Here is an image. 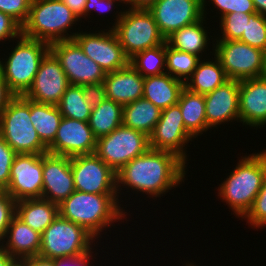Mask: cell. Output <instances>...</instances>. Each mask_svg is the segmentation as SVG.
Masks as SVG:
<instances>
[{"label":"cell","instance_id":"obj_1","mask_svg":"<svg viewBox=\"0 0 266 266\" xmlns=\"http://www.w3.org/2000/svg\"><path fill=\"white\" fill-rule=\"evenodd\" d=\"M187 166L172 152L150 148L116 173L118 198L122 195L121 190L126 189L148 194L147 198H159L185 181Z\"/></svg>","mask_w":266,"mask_h":266},{"label":"cell","instance_id":"obj_2","mask_svg":"<svg viewBox=\"0 0 266 266\" xmlns=\"http://www.w3.org/2000/svg\"><path fill=\"white\" fill-rule=\"evenodd\" d=\"M117 194H94L75 190L59 205V215L83 227L95 239L114 222L127 219ZM127 213V214H126ZM101 232V233H100ZM101 234V235H100Z\"/></svg>","mask_w":266,"mask_h":266},{"label":"cell","instance_id":"obj_3","mask_svg":"<svg viewBox=\"0 0 266 266\" xmlns=\"http://www.w3.org/2000/svg\"><path fill=\"white\" fill-rule=\"evenodd\" d=\"M238 160L217 190L222 202L242 219L252 207L266 177V150Z\"/></svg>","mask_w":266,"mask_h":266},{"label":"cell","instance_id":"obj_4","mask_svg":"<svg viewBox=\"0 0 266 266\" xmlns=\"http://www.w3.org/2000/svg\"><path fill=\"white\" fill-rule=\"evenodd\" d=\"M77 22L80 19L62 0H32L28 18L22 25V36L48 44L72 40L77 32L68 30Z\"/></svg>","mask_w":266,"mask_h":266},{"label":"cell","instance_id":"obj_5","mask_svg":"<svg viewBox=\"0 0 266 266\" xmlns=\"http://www.w3.org/2000/svg\"><path fill=\"white\" fill-rule=\"evenodd\" d=\"M16 41V46L12 47L5 60L0 58V69L9 90L15 96H21L32 85L42 58L50 50V44L22 35Z\"/></svg>","mask_w":266,"mask_h":266},{"label":"cell","instance_id":"obj_6","mask_svg":"<svg viewBox=\"0 0 266 266\" xmlns=\"http://www.w3.org/2000/svg\"><path fill=\"white\" fill-rule=\"evenodd\" d=\"M0 136L17 154H46L30 118V100L14 96L0 114Z\"/></svg>","mask_w":266,"mask_h":266},{"label":"cell","instance_id":"obj_7","mask_svg":"<svg viewBox=\"0 0 266 266\" xmlns=\"http://www.w3.org/2000/svg\"><path fill=\"white\" fill-rule=\"evenodd\" d=\"M114 15L116 18L111 28L129 59L138 52L165 42L149 10L126 8L116 11Z\"/></svg>","mask_w":266,"mask_h":266},{"label":"cell","instance_id":"obj_8","mask_svg":"<svg viewBox=\"0 0 266 266\" xmlns=\"http://www.w3.org/2000/svg\"><path fill=\"white\" fill-rule=\"evenodd\" d=\"M95 240L83 227L58 215L41 234L39 256L52 260L78 257L94 250Z\"/></svg>","mask_w":266,"mask_h":266},{"label":"cell","instance_id":"obj_9","mask_svg":"<svg viewBox=\"0 0 266 266\" xmlns=\"http://www.w3.org/2000/svg\"><path fill=\"white\" fill-rule=\"evenodd\" d=\"M150 149L149 136L139 130L120 125L97 139L95 154L114 172Z\"/></svg>","mask_w":266,"mask_h":266},{"label":"cell","instance_id":"obj_10","mask_svg":"<svg viewBox=\"0 0 266 266\" xmlns=\"http://www.w3.org/2000/svg\"><path fill=\"white\" fill-rule=\"evenodd\" d=\"M212 39L211 50L229 79L241 81L261 77L265 51L238 40Z\"/></svg>","mask_w":266,"mask_h":266},{"label":"cell","instance_id":"obj_11","mask_svg":"<svg viewBox=\"0 0 266 266\" xmlns=\"http://www.w3.org/2000/svg\"><path fill=\"white\" fill-rule=\"evenodd\" d=\"M50 51L58 59L70 84L83 86L104 82L106 72L83 52L74 39L53 42Z\"/></svg>","mask_w":266,"mask_h":266},{"label":"cell","instance_id":"obj_12","mask_svg":"<svg viewBox=\"0 0 266 266\" xmlns=\"http://www.w3.org/2000/svg\"><path fill=\"white\" fill-rule=\"evenodd\" d=\"M108 28L92 33L91 31H77L74 37L83 52L106 73L119 70L129 64V58L120 45L115 32L110 26Z\"/></svg>","mask_w":266,"mask_h":266},{"label":"cell","instance_id":"obj_13","mask_svg":"<svg viewBox=\"0 0 266 266\" xmlns=\"http://www.w3.org/2000/svg\"><path fill=\"white\" fill-rule=\"evenodd\" d=\"M195 139L185 128L179 104L161 110L160 119L149 135L151 149L169 151L181 158L187 165L185 150Z\"/></svg>","mask_w":266,"mask_h":266},{"label":"cell","instance_id":"obj_14","mask_svg":"<svg viewBox=\"0 0 266 266\" xmlns=\"http://www.w3.org/2000/svg\"><path fill=\"white\" fill-rule=\"evenodd\" d=\"M75 190L94 194H117L116 172L95 153L71 157Z\"/></svg>","mask_w":266,"mask_h":266},{"label":"cell","instance_id":"obj_15","mask_svg":"<svg viewBox=\"0 0 266 266\" xmlns=\"http://www.w3.org/2000/svg\"><path fill=\"white\" fill-rule=\"evenodd\" d=\"M42 188L43 154H16L5 191L20 201L41 198Z\"/></svg>","mask_w":266,"mask_h":266},{"label":"cell","instance_id":"obj_16","mask_svg":"<svg viewBox=\"0 0 266 266\" xmlns=\"http://www.w3.org/2000/svg\"><path fill=\"white\" fill-rule=\"evenodd\" d=\"M69 85L58 59L49 50L40 62L32 85L23 96L33 102L57 106Z\"/></svg>","mask_w":266,"mask_h":266},{"label":"cell","instance_id":"obj_17","mask_svg":"<svg viewBox=\"0 0 266 266\" xmlns=\"http://www.w3.org/2000/svg\"><path fill=\"white\" fill-rule=\"evenodd\" d=\"M148 10L166 39L173 32L203 17V0H158Z\"/></svg>","mask_w":266,"mask_h":266},{"label":"cell","instance_id":"obj_18","mask_svg":"<svg viewBox=\"0 0 266 266\" xmlns=\"http://www.w3.org/2000/svg\"><path fill=\"white\" fill-rule=\"evenodd\" d=\"M96 142L88 122L63 117L48 153L68 157L93 154Z\"/></svg>","mask_w":266,"mask_h":266},{"label":"cell","instance_id":"obj_19","mask_svg":"<svg viewBox=\"0 0 266 266\" xmlns=\"http://www.w3.org/2000/svg\"><path fill=\"white\" fill-rule=\"evenodd\" d=\"M75 191L71 157L43 154V199L60 204Z\"/></svg>","mask_w":266,"mask_h":266},{"label":"cell","instance_id":"obj_20","mask_svg":"<svg viewBox=\"0 0 266 266\" xmlns=\"http://www.w3.org/2000/svg\"><path fill=\"white\" fill-rule=\"evenodd\" d=\"M207 126L218 127L226 122H240L239 81L229 79L212 92L204 95Z\"/></svg>","mask_w":266,"mask_h":266},{"label":"cell","instance_id":"obj_21","mask_svg":"<svg viewBox=\"0 0 266 266\" xmlns=\"http://www.w3.org/2000/svg\"><path fill=\"white\" fill-rule=\"evenodd\" d=\"M239 119L243 125L257 128L266 125V80L239 81Z\"/></svg>","mask_w":266,"mask_h":266},{"label":"cell","instance_id":"obj_22","mask_svg":"<svg viewBox=\"0 0 266 266\" xmlns=\"http://www.w3.org/2000/svg\"><path fill=\"white\" fill-rule=\"evenodd\" d=\"M106 99L127 105L143 97L144 77L130 64L106 73L104 78Z\"/></svg>","mask_w":266,"mask_h":266},{"label":"cell","instance_id":"obj_23","mask_svg":"<svg viewBox=\"0 0 266 266\" xmlns=\"http://www.w3.org/2000/svg\"><path fill=\"white\" fill-rule=\"evenodd\" d=\"M0 246L12 258L24 259L39 255L41 248V234L26 225L22 219L15 215L7 229Z\"/></svg>","mask_w":266,"mask_h":266},{"label":"cell","instance_id":"obj_24","mask_svg":"<svg viewBox=\"0 0 266 266\" xmlns=\"http://www.w3.org/2000/svg\"><path fill=\"white\" fill-rule=\"evenodd\" d=\"M185 83L168 73L144 78L143 98L163 110L179 101Z\"/></svg>","mask_w":266,"mask_h":266},{"label":"cell","instance_id":"obj_25","mask_svg":"<svg viewBox=\"0 0 266 266\" xmlns=\"http://www.w3.org/2000/svg\"><path fill=\"white\" fill-rule=\"evenodd\" d=\"M16 215L42 234L59 215V205L43 198L20 200L16 202Z\"/></svg>","mask_w":266,"mask_h":266},{"label":"cell","instance_id":"obj_26","mask_svg":"<svg viewBox=\"0 0 266 266\" xmlns=\"http://www.w3.org/2000/svg\"><path fill=\"white\" fill-rule=\"evenodd\" d=\"M214 58L201 59L192 76L185 82V88L197 94H207L229 80L220 61L210 51Z\"/></svg>","mask_w":266,"mask_h":266},{"label":"cell","instance_id":"obj_27","mask_svg":"<svg viewBox=\"0 0 266 266\" xmlns=\"http://www.w3.org/2000/svg\"><path fill=\"white\" fill-rule=\"evenodd\" d=\"M205 18L203 16L199 21L173 32L165 39L166 43L174 49L195 54L203 59L202 54L210 45L208 42L210 32H207V26H204L207 24Z\"/></svg>","mask_w":266,"mask_h":266},{"label":"cell","instance_id":"obj_28","mask_svg":"<svg viewBox=\"0 0 266 266\" xmlns=\"http://www.w3.org/2000/svg\"><path fill=\"white\" fill-rule=\"evenodd\" d=\"M184 126L194 137L201 136L210 128L207 126L205 114V100L203 94H197L184 88L178 101Z\"/></svg>","mask_w":266,"mask_h":266},{"label":"cell","instance_id":"obj_29","mask_svg":"<svg viewBox=\"0 0 266 266\" xmlns=\"http://www.w3.org/2000/svg\"><path fill=\"white\" fill-rule=\"evenodd\" d=\"M161 109L145 98L123 106V125L144 132L148 136L160 119Z\"/></svg>","mask_w":266,"mask_h":266},{"label":"cell","instance_id":"obj_30","mask_svg":"<svg viewBox=\"0 0 266 266\" xmlns=\"http://www.w3.org/2000/svg\"><path fill=\"white\" fill-rule=\"evenodd\" d=\"M30 118L41 142L48 148L54 142L63 118L58 106L30 100Z\"/></svg>","mask_w":266,"mask_h":266},{"label":"cell","instance_id":"obj_31","mask_svg":"<svg viewBox=\"0 0 266 266\" xmlns=\"http://www.w3.org/2000/svg\"><path fill=\"white\" fill-rule=\"evenodd\" d=\"M122 114L123 106L109 99L93 108L88 123L94 136L98 139L122 125Z\"/></svg>","mask_w":266,"mask_h":266},{"label":"cell","instance_id":"obj_32","mask_svg":"<svg viewBox=\"0 0 266 266\" xmlns=\"http://www.w3.org/2000/svg\"><path fill=\"white\" fill-rule=\"evenodd\" d=\"M129 64L144 78L166 73V41L154 48L136 53Z\"/></svg>","mask_w":266,"mask_h":266},{"label":"cell","instance_id":"obj_33","mask_svg":"<svg viewBox=\"0 0 266 266\" xmlns=\"http://www.w3.org/2000/svg\"><path fill=\"white\" fill-rule=\"evenodd\" d=\"M57 106L63 117L89 122L92 108L84 99L83 86L70 84Z\"/></svg>","mask_w":266,"mask_h":266},{"label":"cell","instance_id":"obj_34","mask_svg":"<svg viewBox=\"0 0 266 266\" xmlns=\"http://www.w3.org/2000/svg\"><path fill=\"white\" fill-rule=\"evenodd\" d=\"M201 59L195 54L174 49L166 43V73L184 83L192 76Z\"/></svg>","mask_w":266,"mask_h":266},{"label":"cell","instance_id":"obj_35","mask_svg":"<svg viewBox=\"0 0 266 266\" xmlns=\"http://www.w3.org/2000/svg\"><path fill=\"white\" fill-rule=\"evenodd\" d=\"M238 41L266 52V17L253 13Z\"/></svg>","mask_w":266,"mask_h":266},{"label":"cell","instance_id":"obj_36","mask_svg":"<svg viewBox=\"0 0 266 266\" xmlns=\"http://www.w3.org/2000/svg\"><path fill=\"white\" fill-rule=\"evenodd\" d=\"M252 14L246 13H229L219 18V27L221 30V36L214 40H239L247 26L249 17Z\"/></svg>","mask_w":266,"mask_h":266},{"label":"cell","instance_id":"obj_37","mask_svg":"<svg viewBox=\"0 0 266 266\" xmlns=\"http://www.w3.org/2000/svg\"><path fill=\"white\" fill-rule=\"evenodd\" d=\"M213 4L217 10H219V18L222 16L229 14V13H234V12H242L246 14H253L256 13V9L254 7L253 1L252 0H203V16H207V5L208 2Z\"/></svg>","mask_w":266,"mask_h":266},{"label":"cell","instance_id":"obj_38","mask_svg":"<svg viewBox=\"0 0 266 266\" xmlns=\"http://www.w3.org/2000/svg\"><path fill=\"white\" fill-rule=\"evenodd\" d=\"M243 219L247 221L251 228L261 229L266 227V177L252 207L241 220L243 221Z\"/></svg>","mask_w":266,"mask_h":266},{"label":"cell","instance_id":"obj_39","mask_svg":"<svg viewBox=\"0 0 266 266\" xmlns=\"http://www.w3.org/2000/svg\"><path fill=\"white\" fill-rule=\"evenodd\" d=\"M16 200L5 190H0V242L4 239L7 229L16 215Z\"/></svg>","mask_w":266,"mask_h":266},{"label":"cell","instance_id":"obj_40","mask_svg":"<svg viewBox=\"0 0 266 266\" xmlns=\"http://www.w3.org/2000/svg\"><path fill=\"white\" fill-rule=\"evenodd\" d=\"M16 154L0 136V190H5L9 185L11 167Z\"/></svg>","mask_w":266,"mask_h":266},{"label":"cell","instance_id":"obj_41","mask_svg":"<svg viewBox=\"0 0 266 266\" xmlns=\"http://www.w3.org/2000/svg\"><path fill=\"white\" fill-rule=\"evenodd\" d=\"M32 0H0V11L8 14L21 26L26 22Z\"/></svg>","mask_w":266,"mask_h":266},{"label":"cell","instance_id":"obj_42","mask_svg":"<svg viewBox=\"0 0 266 266\" xmlns=\"http://www.w3.org/2000/svg\"><path fill=\"white\" fill-rule=\"evenodd\" d=\"M22 35V26L8 14L0 11V42H10Z\"/></svg>","mask_w":266,"mask_h":266},{"label":"cell","instance_id":"obj_43","mask_svg":"<svg viewBox=\"0 0 266 266\" xmlns=\"http://www.w3.org/2000/svg\"><path fill=\"white\" fill-rule=\"evenodd\" d=\"M83 94L84 99L92 109L99 106L106 99L105 87L103 83L83 85Z\"/></svg>","mask_w":266,"mask_h":266},{"label":"cell","instance_id":"obj_44","mask_svg":"<svg viewBox=\"0 0 266 266\" xmlns=\"http://www.w3.org/2000/svg\"><path fill=\"white\" fill-rule=\"evenodd\" d=\"M117 5L121 6L120 3L115 0H86V5L83 11V19H86V17L92 18L88 16L91 15L90 13L93 15V11H99L100 14L101 12L104 13L112 11L111 8H114V6L118 9Z\"/></svg>","mask_w":266,"mask_h":266},{"label":"cell","instance_id":"obj_45","mask_svg":"<svg viewBox=\"0 0 266 266\" xmlns=\"http://www.w3.org/2000/svg\"><path fill=\"white\" fill-rule=\"evenodd\" d=\"M94 251L78 257L61 258L54 260V266H91L90 258L93 259Z\"/></svg>","mask_w":266,"mask_h":266},{"label":"cell","instance_id":"obj_46","mask_svg":"<svg viewBox=\"0 0 266 266\" xmlns=\"http://www.w3.org/2000/svg\"><path fill=\"white\" fill-rule=\"evenodd\" d=\"M15 95L9 90L8 85L0 69V114L7 107Z\"/></svg>","mask_w":266,"mask_h":266},{"label":"cell","instance_id":"obj_47","mask_svg":"<svg viewBox=\"0 0 266 266\" xmlns=\"http://www.w3.org/2000/svg\"><path fill=\"white\" fill-rule=\"evenodd\" d=\"M72 12L80 19H83V11L86 5V0H62Z\"/></svg>","mask_w":266,"mask_h":266},{"label":"cell","instance_id":"obj_48","mask_svg":"<svg viewBox=\"0 0 266 266\" xmlns=\"http://www.w3.org/2000/svg\"><path fill=\"white\" fill-rule=\"evenodd\" d=\"M26 266H54V260L37 256H30L24 258Z\"/></svg>","mask_w":266,"mask_h":266},{"label":"cell","instance_id":"obj_49","mask_svg":"<svg viewBox=\"0 0 266 266\" xmlns=\"http://www.w3.org/2000/svg\"><path fill=\"white\" fill-rule=\"evenodd\" d=\"M158 0H128L129 9H150Z\"/></svg>","mask_w":266,"mask_h":266},{"label":"cell","instance_id":"obj_50","mask_svg":"<svg viewBox=\"0 0 266 266\" xmlns=\"http://www.w3.org/2000/svg\"><path fill=\"white\" fill-rule=\"evenodd\" d=\"M13 259L14 258H12L10 254L0 246V266H8Z\"/></svg>","mask_w":266,"mask_h":266},{"label":"cell","instance_id":"obj_51","mask_svg":"<svg viewBox=\"0 0 266 266\" xmlns=\"http://www.w3.org/2000/svg\"><path fill=\"white\" fill-rule=\"evenodd\" d=\"M256 12L266 17V0H252Z\"/></svg>","mask_w":266,"mask_h":266},{"label":"cell","instance_id":"obj_52","mask_svg":"<svg viewBox=\"0 0 266 266\" xmlns=\"http://www.w3.org/2000/svg\"><path fill=\"white\" fill-rule=\"evenodd\" d=\"M8 266H26V261H25V259L14 258V259L8 264Z\"/></svg>","mask_w":266,"mask_h":266},{"label":"cell","instance_id":"obj_53","mask_svg":"<svg viewBox=\"0 0 266 266\" xmlns=\"http://www.w3.org/2000/svg\"><path fill=\"white\" fill-rule=\"evenodd\" d=\"M261 78L266 80V52L264 54L263 71L261 74Z\"/></svg>","mask_w":266,"mask_h":266},{"label":"cell","instance_id":"obj_54","mask_svg":"<svg viewBox=\"0 0 266 266\" xmlns=\"http://www.w3.org/2000/svg\"><path fill=\"white\" fill-rule=\"evenodd\" d=\"M115 1L119 2L120 4L122 3V5L123 4L128 5V0H115Z\"/></svg>","mask_w":266,"mask_h":266},{"label":"cell","instance_id":"obj_55","mask_svg":"<svg viewBox=\"0 0 266 266\" xmlns=\"http://www.w3.org/2000/svg\"><path fill=\"white\" fill-rule=\"evenodd\" d=\"M185 266H198V265H196L195 263H192V262L189 263V261H188L187 263H185Z\"/></svg>","mask_w":266,"mask_h":266}]
</instances>
